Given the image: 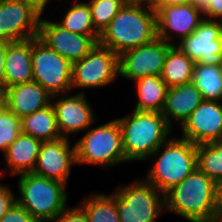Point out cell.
<instances>
[{
    "mask_svg": "<svg viewBox=\"0 0 222 222\" xmlns=\"http://www.w3.org/2000/svg\"><path fill=\"white\" fill-rule=\"evenodd\" d=\"M157 38L156 12L150 5L125 3L99 36L98 43L118 56Z\"/></svg>",
    "mask_w": 222,
    "mask_h": 222,
    "instance_id": "1",
    "label": "cell"
},
{
    "mask_svg": "<svg viewBox=\"0 0 222 222\" xmlns=\"http://www.w3.org/2000/svg\"><path fill=\"white\" fill-rule=\"evenodd\" d=\"M165 210L189 222H215L216 183L196 168L164 194Z\"/></svg>",
    "mask_w": 222,
    "mask_h": 222,
    "instance_id": "2",
    "label": "cell"
},
{
    "mask_svg": "<svg viewBox=\"0 0 222 222\" xmlns=\"http://www.w3.org/2000/svg\"><path fill=\"white\" fill-rule=\"evenodd\" d=\"M117 118L126 162L145 161L169 139L172 127L161 112L131 111Z\"/></svg>",
    "mask_w": 222,
    "mask_h": 222,
    "instance_id": "3",
    "label": "cell"
},
{
    "mask_svg": "<svg viewBox=\"0 0 222 222\" xmlns=\"http://www.w3.org/2000/svg\"><path fill=\"white\" fill-rule=\"evenodd\" d=\"M156 155L145 180L163 195L197 168V145L181 137H170L149 158Z\"/></svg>",
    "mask_w": 222,
    "mask_h": 222,
    "instance_id": "4",
    "label": "cell"
},
{
    "mask_svg": "<svg viewBox=\"0 0 222 222\" xmlns=\"http://www.w3.org/2000/svg\"><path fill=\"white\" fill-rule=\"evenodd\" d=\"M20 197L17 203L38 222H52L67 204L66 184L31 173L16 175Z\"/></svg>",
    "mask_w": 222,
    "mask_h": 222,
    "instance_id": "5",
    "label": "cell"
},
{
    "mask_svg": "<svg viewBox=\"0 0 222 222\" xmlns=\"http://www.w3.org/2000/svg\"><path fill=\"white\" fill-rule=\"evenodd\" d=\"M92 126L74 143L76 164L111 167L126 162L118 120Z\"/></svg>",
    "mask_w": 222,
    "mask_h": 222,
    "instance_id": "6",
    "label": "cell"
},
{
    "mask_svg": "<svg viewBox=\"0 0 222 222\" xmlns=\"http://www.w3.org/2000/svg\"><path fill=\"white\" fill-rule=\"evenodd\" d=\"M141 180L119 186L111 194L120 222H156L165 210L164 195L145 179Z\"/></svg>",
    "mask_w": 222,
    "mask_h": 222,
    "instance_id": "7",
    "label": "cell"
},
{
    "mask_svg": "<svg viewBox=\"0 0 222 222\" xmlns=\"http://www.w3.org/2000/svg\"><path fill=\"white\" fill-rule=\"evenodd\" d=\"M31 61L33 81L42 85L51 96L72 91V64L38 37L31 38Z\"/></svg>",
    "mask_w": 222,
    "mask_h": 222,
    "instance_id": "8",
    "label": "cell"
},
{
    "mask_svg": "<svg viewBox=\"0 0 222 222\" xmlns=\"http://www.w3.org/2000/svg\"><path fill=\"white\" fill-rule=\"evenodd\" d=\"M119 77L118 55L99 43L82 59L72 64V89L102 88Z\"/></svg>",
    "mask_w": 222,
    "mask_h": 222,
    "instance_id": "9",
    "label": "cell"
},
{
    "mask_svg": "<svg viewBox=\"0 0 222 222\" xmlns=\"http://www.w3.org/2000/svg\"><path fill=\"white\" fill-rule=\"evenodd\" d=\"M170 44L160 38L128 49L118 56L119 77L135 81L146 76H160Z\"/></svg>",
    "mask_w": 222,
    "mask_h": 222,
    "instance_id": "10",
    "label": "cell"
},
{
    "mask_svg": "<svg viewBox=\"0 0 222 222\" xmlns=\"http://www.w3.org/2000/svg\"><path fill=\"white\" fill-rule=\"evenodd\" d=\"M177 47L195 63L222 66V21L204 18Z\"/></svg>",
    "mask_w": 222,
    "mask_h": 222,
    "instance_id": "11",
    "label": "cell"
},
{
    "mask_svg": "<svg viewBox=\"0 0 222 222\" xmlns=\"http://www.w3.org/2000/svg\"><path fill=\"white\" fill-rule=\"evenodd\" d=\"M41 14L23 0H0V40L18 42L38 37Z\"/></svg>",
    "mask_w": 222,
    "mask_h": 222,
    "instance_id": "12",
    "label": "cell"
},
{
    "mask_svg": "<svg viewBox=\"0 0 222 222\" xmlns=\"http://www.w3.org/2000/svg\"><path fill=\"white\" fill-rule=\"evenodd\" d=\"M99 36L76 34L48 19L39 21L38 38L71 64L85 57L97 45Z\"/></svg>",
    "mask_w": 222,
    "mask_h": 222,
    "instance_id": "13",
    "label": "cell"
},
{
    "mask_svg": "<svg viewBox=\"0 0 222 222\" xmlns=\"http://www.w3.org/2000/svg\"><path fill=\"white\" fill-rule=\"evenodd\" d=\"M180 128L195 145L222 141V101L203 100Z\"/></svg>",
    "mask_w": 222,
    "mask_h": 222,
    "instance_id": "14",
    "label": "cell"
},
{
    "mask_svg": "<svg viewBox=\"0 0 222 222\" xmlns=\"http://www.w3.org/2000/svg\"><path fill=\"white\" fill-rule=\"evenodd\" d=\"M76 164L75 145L68 138L42 142L33 174L67 185L71 166Z\"/></svg>",
    "mask_w": 222,
    "mask_h": 222,
    "instance_id": "15",
    "label": "cell"
},
{
    "mask_svg": "<svg viewBox=\"0 0 222 222\" xmlns=\"http://www.w3.org/2000/svg\"><path fill=\"white\" fill-rule=\"evenodd\" d=\"M51 104L62 138L69 139V135L72 133L86 131L96 121L93 108L88 102L86 94L56 95L52 97Z\"/></svg>",
    "mask_w": 222,
    "mask_h": 222,
    "instance_id": "16",
    "label": "cell"
},
{
    "mask_svg": "<svg viewBox=\"0 0 222 222\" xmlns=\"http://www.w3.org/2000/svg\"><path fill=\"white\" fill-rule=\"evenodd\" d=\"M203 19V13L195 5L161 7L156 11L157 37L174 45L173 37H179V41L188 37Z\"/></svg>",
    "mask_w": 222,
    "mask_h": 222,
    "instance_id": "17",
    "label": "cell"
},
{
    "mask_svg": "<svg viewBox=\"0 0 222 222\" xmlns=\"http://www.w3.org/2000/svg\"><path fill=\"white\" fill-rule=\"evenodd\" d=\"M52 97L36 81L14 85L0 94L1 103L19 118L49 106Z\"/></svg>",
    "mask_w": 222,
    "mask_h": 222,
    "instance_id": "18",
    "label": "cell"
},
{
    "mask_svg": "<svg viewBox=\"0 0 222 222\" xmlns=\"http://www.w3.org/2000/svg\"><path fill=\"white\" fill-rule=\"evenodd\" d=\"M33 81L31 39L7 42L4 60V88Z\"/></svg>",
    "mask_w": 222,
    "mask_h": 222,
    "instance_id": "19",
    "label": "cell"
},
{
    "mask_svg": "<svg viewBox=\"0 0 222 222\" xmlns=\"http://www.w3.org/2000/svg\"><path fill=\"white\" fill-rule=\"evenodd\" d=\"M202 101L201 92L192 82L174 86L167 90L161 113L172 128L173 119L181 126Z\"/></svg>",
    "mask_w": 222,
    "mask_h": 222,
    "instance_id": "20",
    "label": "cell"
},
{
    "mask_svg": "<svg viewBox=\"0 0 222 222\" xmlns=\"http://www.w3.org/2000/svg\"><path fill=\"white\" fill-rule=\"evenodd\" d=\"M41 141L20 133L3 153L11 175L31 173L36 165Z\"/></svg>",
    "mask_w": 222,
    "mask_h": 222,
    "instance_id": "21",
    "label": "cell"
},
{
    "mask_svg": "<svg viewBox=\"0 0 222 222\" xmlns=\"http://www.w3.org/2000/svg\"><path fill=\"white\" fill-rule=\"evenodd\" d=\"M136 111L161 112L168 87L161 76H146L135 80Z\"/></svg>",
    "mask_w": 222,
    "mask_h": 222,
    "instance_id": "22",
    "label": "cell"
},
{
    "mask_svg": "<svg viewBox=\"0 0 222 222\" xmlns=\"http://www.w3.org/2000/svg\"><path fill=\"white\" fill-rule=\"evenodd\" d=\"M22 133L31 135L41 142L58 140L61 134L52 104L21 118Z\"/></svg>",
    "mask_w": 222,
    "mask_h": 222,
    "instance_id": "23",
    "label": "cell"
},
{
    "mask_svg": "<svg viewBox=\"0 0 222 222\" xmlns=\"http://www.w3.org/2000/svg\"><path fill=\"white\" fill-rule=\"evenodd\" d=\"M194 66L195 62L174 44L168 49L160 76L168 88L187 84L192 81Z\"/></svg>",
    "mask_w": 222,
    "mask_h": 222,
    "instance_id": "24",
    "label": "cell"
},
{
    "mask_svg": "<svg viewBox=\"0 0 222 222\" xmlns=\"http://www.w3.org/2000/svg\"><path fill=\"white\" fill-rule=\"evenodd\" d=\"M203 100L222 101V67L195 63L191 81Z\"/></svg>",
    "mask_w": 222,
    "mask_h": 222,
    "instance_id": "25",
    "label": "cell"
},
{
    "mask_svg": "<svg viewBox=\"0 0 222 222\" xmlns=\"http://www.w3.org/2000/svg\"><path fill=\"white\" fill-rule=\"evenodd\" d=\"M79 205L88 217L89 222H120L116 201L112 195L94 194L80 201Z\"/></svg>",
    "mask_w": 222,
    "mask_h": 222,
    "instance_id": "26",
    "label": "cell"
},
{
    "mask_svg": "<svg viewBox=\"0 0 222 222\" xmlns=\"http://www.w3.org/2000/svg\"><path fill=\"white\" fill-rule=\"evenodd\" d=\"M63 16L62 21L57 22L64 29L83 35H100L94 28L90 6L87 2L76 0Z\"/></svg>",
    "mask_w": 222,
    "mask_h": 222,
    "instance_id": "27",
    "label": "cell"
},
{
    "mask_svg": "<svg viewBox=\"0 0 222 222\" xmlns=\"http://www.w3.org/2000/svg\"><path fill=\"white\" fill-rule=\"evenodd\" d=\"M197 168L215 183L222 181V141L197 145Z\"/></svg>",
    "mask_w": 222,
    "mask_h": 222,
    "instance_id": "28",
    "label": "cell"
},
{
    "mask_svg": "<svg viewBox=\"0 0 222 222\" xmlns=\"http://www.w3.org/2000/svg\"><path fill=\"white\" fill-rule=\"evenodd\" d=\"M125 3L126 0H90L88 2L94 28L99 34L103 32Z\"/></svg>",
    "mask_w": 222,
    "mask_h": 222,
    "instance_id": "29",
    "label": "cell"
},
{
    "mask_svg": "<svg viewBox=\"0 0 222 222\" xmlns=\"http://www.w3.org/2000/svg\"><path fill=\"white\" fill-rule=\"evenodd\" d=\"M20 133L21 118L0 102V150L4 153Z\"/></svg>",
    "mask_w": 222,
    "mask_h": 222,
    "instance_id": "30",
    "label": "cell"
},
{
    "mask_svg": "<svg viewBox=\"0 0 222 222\" xmlns=\"http://www.w3.org/2000/svg\"><path fill=\"white\" fill-rule=\"evenodd\" d=\"M0 222H38L27 210L17 202L0 219Z\"/></svg>",
    "mask_w": 222,
    "mask_h": 222,
    "instance_id": "31",
    "label": "cell"
},
{
    "mask_svg": "<svg viewBox=\"0 0 222 222\" xmlns=\"http://www.w3.org/2000/svg\"><path fill=\"white\" fill-rule=\"evenodd\" d=\"M52 222H89V220L84 210L78 205L69 209L65 208Z\"/></svg>",
    "mask_w": 222,
    "mask_h": 222,
    "instance_id": "32",
    "label": "cell"
},
{
    "mask_svg": "<svg viewBox=\"0 0 222 222\" xmlns=\"http://www.w3.org/2000/svg\"><path fill=\"white\" fill-rule=\"evenodd\" d=\"M5 171L0 172V179L5 174ZM9 187L0 184V219L10 210L17 202L16 196Z\"/></svg>",
    "mask_w": 222,
    "mask_h": 222,
    "instance_id": "33",
    "label": "cell"
},
{
    "mask_svg": "<svg viewBox=\"0 0 222 222\" xmlns=\"http://www.w3.org/2000/svg\"><path fill=\"white\" fill-rule=\"evenodd\" d=\"M206 19L218 21L222 20V0H210L208 8L203 12Z\"/></svg>",
    "mask_w": 222,
    "mask_h": 222,
    "instance_id": "34",
    "label": "cell"
},
{
    "mask_svg": "<svg viewBox=\"0 0 222 222\" xmlns=\"http://www.w3.org/2000/svg\"><path fill=\"white\" fill-rule=\"evenodd\" d=\"M195 0H155L151 5L152 9L156 12L159 8L164 6H173V5H194Z\"/></svg>",
    "mask_w": 222,
    "mask_h": 222,
    "instance_id": "35",
    "label": "cell"
},
{
    "mask_svg": "<svg viewBox=\"0 0 222 222\" xmlns=\"http://www.w3.org/2000/svg\"><path fill=\"white\" fill-rule=\"evenodd\" d=\"M7 42L0 40V91L4 88V60Z\"/></svg>",
    "mask_w": 222,
    "mask_h": 222,
    "instance_id": "36",
    "label": "cell"
},
{
    "mask_svg": "<svg viewBox=\"0 0 222 222\" xmlns=\"http://www.w3.org/2000/svg\"><path fill=\"white\" fill-rule=\"evenodd\" d=\"M27 4L31 5L36 11L41 15L44 13L45 7L49 4L51 0H23Z\"/></svg>",
    "mask_w": 222,
    "mask_h": 222,
    "instance_id": "37",
    "label": "cell"
},
{
    "mask_svg": "<svg viewBox=\"0 0 222 222\" xmlns=\"http://www.w3.org/2000/svg\"><path fill=\"white\" fill-rule=\"evenodd\" d=\"M216 213L222 215V181L216 183Z\"/></svg>",
    "mask_w": 222,
    "mask_h": 222,
    "instance_id": "38",
    "label": "cell"
},
{
    "mask_svg": "<svg viewBox=\"0 0 222 222\" xmlns=\"http://www.w3.org/2000/svg\"><path fill=\"white\" fill-rule=\"evenodd\" d=\"M210 0H195V7L200 10L202 13L208 8Z\"/></svg>",
    "mask_w": 222,
    "mask_h": 222,
    "instance_id": "39",
    "label": "cell"
},
{
    "mask_svg": "<svg viewBox=\"0 0 222 222\" xmlns=\"http://www.w3.org/2000/svg\"><path fill=\"white\" fill-rule=\"evenodd\" d=\"M127 3H139V4H146V5H152L155 0H126Z\"/></svg>",
    "mask_w": 222,
    "mask_h": 222,
    "instance_id": "40",
    "label": "cell"
},
{
    "mask_svg": "<svg viewBox=\"0 0 222 222\" xmlns=\"http://www.w3.org/2000/svg\"><path fill=\"white\" fill-rule=\"evenodd\" d=\"M215 222H222V215H221V216L216 217Z\"/></svg>",
    "mask_w": 222,
    "mask_h": 222,
    "instance_id": "41",
    "label": "cell"
}]
</instances>
